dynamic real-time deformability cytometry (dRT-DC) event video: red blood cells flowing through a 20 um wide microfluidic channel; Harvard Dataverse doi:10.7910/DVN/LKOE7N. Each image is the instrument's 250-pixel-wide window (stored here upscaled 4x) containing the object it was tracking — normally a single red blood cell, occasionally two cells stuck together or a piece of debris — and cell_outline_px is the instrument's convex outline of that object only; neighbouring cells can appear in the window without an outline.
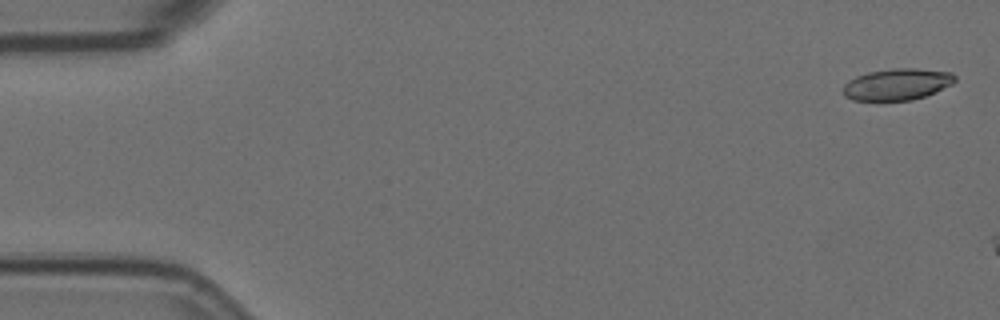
{"species": "Egyptian fruit bat (a non-hibernating species)", "species_latin": "Rousettus aegyptiacus", "temperature_condition": "room temperature", "stored_images_in_passage": 4, "camera_frame_rate_fps": 3000, "um_per_image_px": 0.085, "animal": {"sex": "female"}, "frame": {"image": 1, "passage_image": 1, "time_ms": 0.0, "image_size_px": [1000, 320], "cell_outline_px": [[956, 80], [952, 84], [936, 92], [912, 100], [852, 100], [844, 96], [844, 84], [848, 80], [856, 76], [868, 72], [892, 68], [916, 68], [952, 72], [956, 76]], "centroid_in_image_um": [76.27, 7.15], "position_along_channel_um": 8.7, "area_um2": 20.63}}